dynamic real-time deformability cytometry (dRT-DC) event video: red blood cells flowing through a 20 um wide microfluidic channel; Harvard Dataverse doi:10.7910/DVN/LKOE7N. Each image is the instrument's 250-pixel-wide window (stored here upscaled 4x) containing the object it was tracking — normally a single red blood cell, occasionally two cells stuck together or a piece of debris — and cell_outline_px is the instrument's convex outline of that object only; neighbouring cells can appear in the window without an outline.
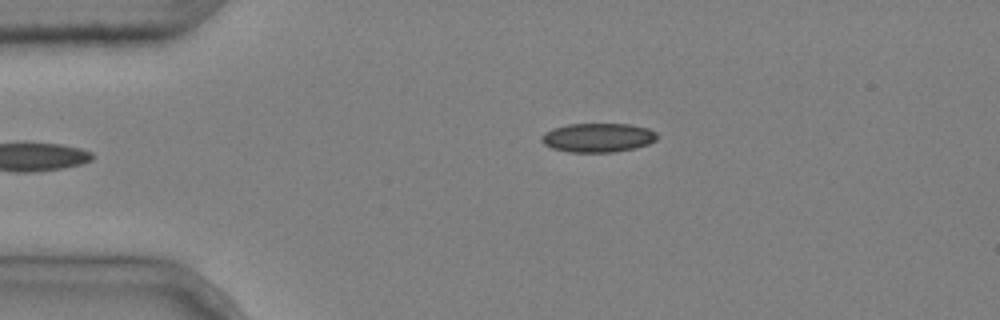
{"species": "common noctule bat (a hibernating species)", "species_latin": "Nyctalus noctula", "temperature_condition": "cold", "stored_images_in_passage": 2, "camera_frame_rate_fps": 3000, "um_per_image_px": 0.085, "animal": {"sex": "male", "body_mass_g": 20.4}, "frame": {"image": 1, "passage_image": 2, "time_ms": 0.333, "image_size_px": [1000, 320], "cell_outline_px": [[660, 136], [656, 140], [648, 144], [636, 148], [616, 152], [568, 152], [552, 148], [544, 144], [540, 140], [540, 136], [544, 132], [552, 128], [568, 124], [628, 124], [648, 128], [656, 132]], "centroid_in_image_um": [50.82, 11.7], "position_along_channel_um": 34.2, "area_um2": 19.83}}